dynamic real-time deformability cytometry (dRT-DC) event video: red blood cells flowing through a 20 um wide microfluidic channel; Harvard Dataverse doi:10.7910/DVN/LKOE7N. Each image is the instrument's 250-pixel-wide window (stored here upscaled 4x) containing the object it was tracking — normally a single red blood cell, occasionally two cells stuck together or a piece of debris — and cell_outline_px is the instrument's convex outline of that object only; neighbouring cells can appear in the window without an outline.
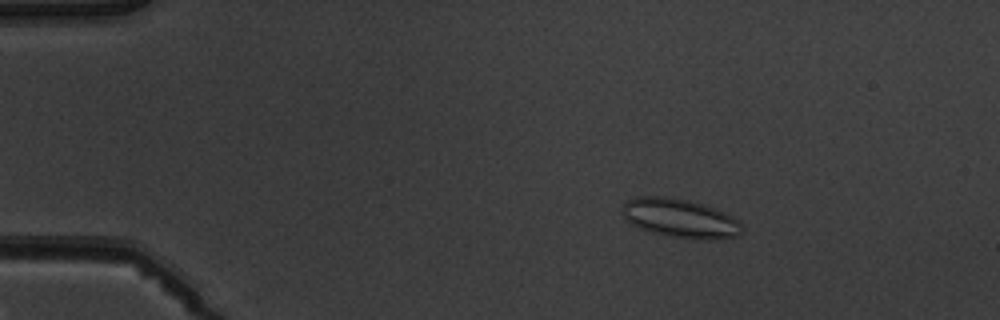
{"species": "common noctule bat (a hibernating species)", "species_latin": "Nyctalus noctula", "temperature_condition": "warm", "stored_images_in_passage": 5, "camera_frame_rate_fps": 3000, "um_per_image_px": 0.085, "animal": {"sex": "male", "body_mass_g": 19.5, "forearm_length_mm": 54.6}, "frame": {"image": 1, "passage_image": 3, "time_ms": 2.333, "image_size_px": [1000, 320], "cell_outline_px": [[744, 228], [736, 236], [716, 240], [688, 240], [648, 232], [624, 220], [624, 204], [628, 200], [636, 196], [660, 196], [688, 200], [704, 204], [716, 208], [740, 220]], "centroid_in_image_um": [57.85, 18.58], "position_along_channel_um": 27.2, "area_um2": 27.63}}